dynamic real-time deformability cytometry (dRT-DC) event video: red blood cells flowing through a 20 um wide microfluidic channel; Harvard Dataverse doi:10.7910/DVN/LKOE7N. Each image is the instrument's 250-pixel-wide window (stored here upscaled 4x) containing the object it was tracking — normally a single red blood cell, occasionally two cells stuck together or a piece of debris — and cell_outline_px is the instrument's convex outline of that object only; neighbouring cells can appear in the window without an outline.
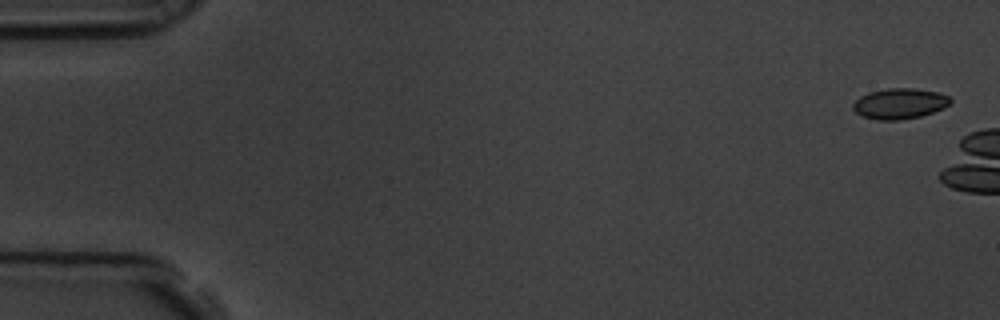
{"species": "common noctule bat (a hibernating species)", "species_latin": "Nyctalus noctula", "temperature_condition": "room temperature", "stored_images_in_passage": 2, "camera_frame_rate_fps": 3000, "um_per_image_px": 0.085, "animal": {"sex": "male", "body_mass_g": 19.5, "forearm_length_mm": 54.6}, "frame": {"image": 1, "passage_image": 1, "time_ms": 0.0, "image_size_px": [1000, 320], "cell_outline_px": [[952, 100], [944, 108], [920, 116], [900, 120], [876, 120], [860, 116], [852, 108], [852, 104], [860, 96], [868, 92], [888, 88], [916, 88], [936, 92], [948, 96]], "centroid_in_image_um": [76.43, 8.81], "position_along_channel_um": 8.6, "area_um2": 17.4}}